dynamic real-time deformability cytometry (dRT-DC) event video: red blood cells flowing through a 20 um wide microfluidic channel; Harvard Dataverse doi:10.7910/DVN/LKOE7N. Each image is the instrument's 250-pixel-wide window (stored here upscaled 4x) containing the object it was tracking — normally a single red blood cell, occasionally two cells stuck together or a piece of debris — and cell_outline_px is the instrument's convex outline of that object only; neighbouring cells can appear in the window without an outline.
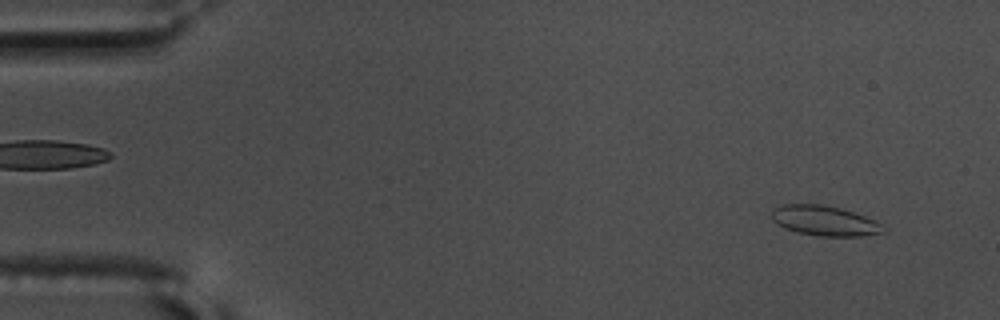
{"species": "common noctule bat (a hibernating species)", "species_latin": "Nyctalus noctula", "temperature_condition": "warm", "stored_images_in_passage": 57, "camera_frame_rate_fps": 3000, "um_per_image_px": 0.085, "animal": {"sex": "male", "body_mass_g": 17.5, "forearm_length_mm": 52.3}, "frame": {"image": 1, "passage_image": 4, "time_ms": 1.0, "image_size_px": [1000, 320], "cell_outline_px": [[888, 228], [884, 232], [860, 236], [820, 236], [796, 232], [784, 228], [772, 220], [772, 208], [780, 204], [820, 204], [840, 208], [864, 216]], "centroid_in_image_um": [70.04, 18.76], "position_along_channel_um": 15.0, "area_um2": 19.48}}
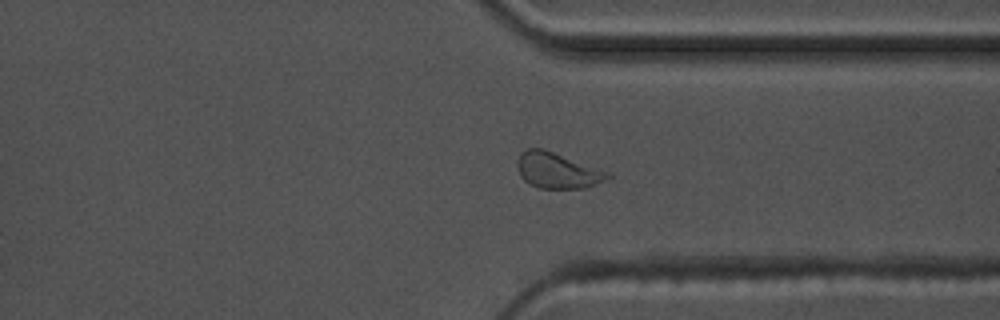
{"frame": {"image": 2, "passage_image": 43, "time_ms": 14.0, "image_size_px": [1000, 320], "cell_outline_px": [[612, 176], [596, 184], [584, 188], [540, 188], [524, 180], [520, 176], [516, 164], [520, 152], [528, 148], [540, 148], [612, 172]], "centroid_in_image_um": [47.38, 14.49], "position_along_channel_um": 364.0, "area_um2": 18.73}}
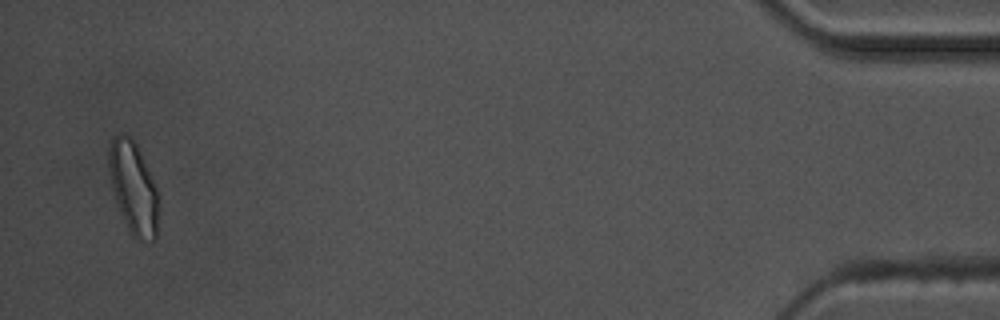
{"frame": {"image": 3, "passage_image": 55, "time_ms": 18.0, "image_size_px": [1000, 320], "cell_outline_px": [[160, 200], [156, 240], [140, 240], [132, 236], [120, 212], [112, 188], [108, 168], [108, 148], [112, 140], [120, 132], [128, 136], [136, 144], [140, 152], [156, 188]], "centroid_in_image_um": [11.35, 16.0], "position_along_channel_um": 423.9, "area_um2": 26.59}, "authors_computed_cell_mechanics": {"area_um2": 18.7272, "velocity_mm_per_s": 3.5902, "shape_relaxation_time_tau1_ms": 10.3343, "shape_relaxation_time_tau2_ms": 0.8936, "deformation_change_tau1": 0.2022, "deformation_change_tau2": 0.0596}}